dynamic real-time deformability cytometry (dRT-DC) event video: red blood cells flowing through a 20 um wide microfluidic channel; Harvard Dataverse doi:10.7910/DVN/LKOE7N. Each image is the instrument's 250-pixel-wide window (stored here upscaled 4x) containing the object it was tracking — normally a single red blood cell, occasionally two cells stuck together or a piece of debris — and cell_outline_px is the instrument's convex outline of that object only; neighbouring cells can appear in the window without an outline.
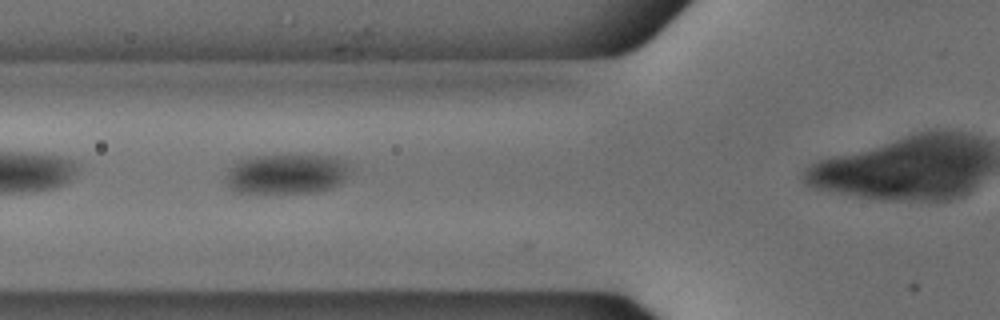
{"species": "common noctule bat (a hibernating species)", "species_latin": "Nyctalus noctula", "temperature_condition": "cold", "stored_images_in_passage": 32, "camera_frame_rate_fps": 3000, "um_per_image_px": 0.085, "animal": {"sex": "male", "body_mass_g": 18.8}, "frame": {"image": 1, "passage_image": 5, "time_ms": 1.333, "image_size_px": [1000, 320], "cell_outline_px": [[352, 172], [340, 184], [316, 192], [240, 192], [232, 188], [228, 184], [228, 168], [240, 160], [256, 156], [332, 156], [348, 164]], "centroid_in_image_um": [24.42, 14.78], "position_along_channel_um": 101.4, "area_um2": 28.32}, "authors_computed_cell_mechanics": {"area_um2": 28.0908, "velocity_mm_per_s": 3.7676, "shape_relaxation_time_tau1_ms": null, "shape_relaxation_time_tau2_ms": 1.9788, "deformation_change_tau1": null, "deformation_change_tau2": 0.0289}}